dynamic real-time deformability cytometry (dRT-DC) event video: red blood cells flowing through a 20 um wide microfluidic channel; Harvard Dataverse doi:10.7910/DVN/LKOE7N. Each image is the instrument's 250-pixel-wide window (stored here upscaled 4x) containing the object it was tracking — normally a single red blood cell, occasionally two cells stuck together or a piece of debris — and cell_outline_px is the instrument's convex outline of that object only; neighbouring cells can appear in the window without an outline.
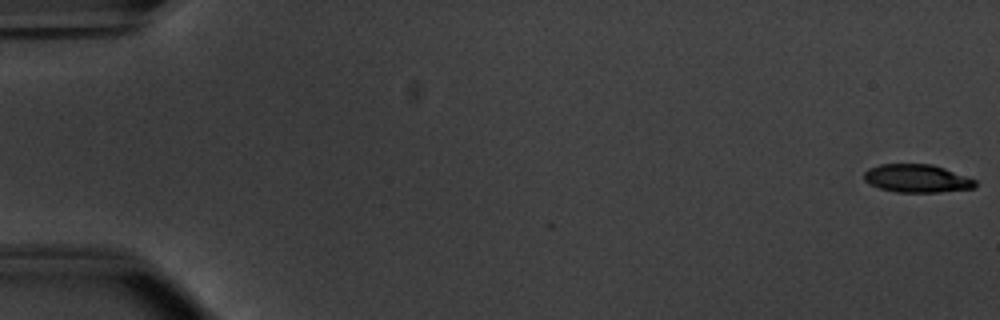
{"species": "common noctule bat (a hibernating species)", "species_latin": "Nyctalus noctula", "temperature_condition": "warm", "stored_images_in_passage": 53, "camera_frame_rate_fps": 3000, "um_per_image_px": 0.085, "animal": {"sex": "male", "body_mass_g": 20.1, "forearm_length_mm": 53.5}, "frame": {"image": 1, "passage_image": 1, "time_ms": 0.0, "image_size_px": [1000, 320], "cell_outline_px": [[976, 188], [940, 192], [896, 192], [880, 188], [868, 184], [864, 180], [864, 172], [868, 168], [880, 164], [932, 164], [944, 168], [976, 180]], "centroid_in_image_um": [77.92, 15.17], "position_along_channel_um": 7.1, "area_um2": 18.26}}
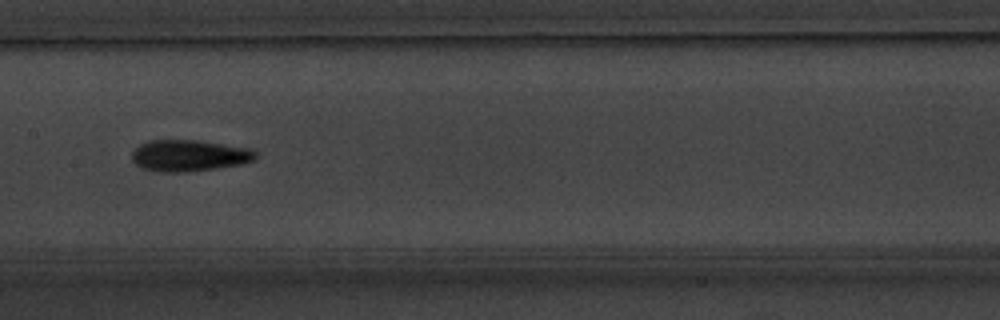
{"frame": {"image": 2, "passage_image": 28, "time_ms": 9.0, "image_size_px": [1000, 320], "cell_outline_px": [[256, 160], [240, 164], [216, 168], [188, 172], [156, 172], [144, 168], [136, 164], [132, 160], [132, 152], [140, 144], [148, 140], [196, 140], [248, 148], [256, 152]], "centroid_in_image_um": [16.05, 13.23], "position_along_channel_um": 191.3, "area_um2": 22.6}}
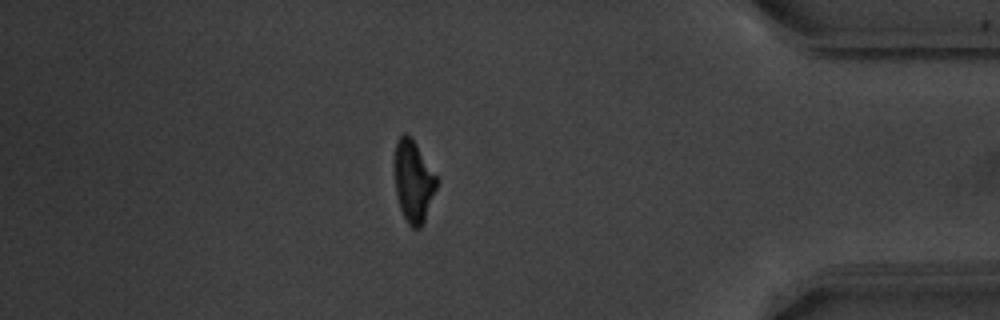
{"frame": {"image": 3, "passage_image": 47, "time_ms": 15.333, "image_size_px": [1000, 320], "cell_outline_px": [[440, 180], [424, 224], [420, 228], [412, 228], [408, 224], [400, 208], [396, 192], [392, 160], [396, 144], [400, 136], [404, 132], [412, 136]], "centroid_in_image_um": [35.15, 15.38], "position_along_channel_um": 400.1, "area_um2": 20.92}, "authors_computed_cell_mechanics": {"area_um2": 20.5768, "velocity_mm_per_s": 3.8151, "shape_relaxation_time_tau1_ms": 3.9455, "shape_relaxation_time_tau2_ms": 4.5219, "deformation_change_tau1": 0.1708, "deformation_change_tau2": 0.1463}}